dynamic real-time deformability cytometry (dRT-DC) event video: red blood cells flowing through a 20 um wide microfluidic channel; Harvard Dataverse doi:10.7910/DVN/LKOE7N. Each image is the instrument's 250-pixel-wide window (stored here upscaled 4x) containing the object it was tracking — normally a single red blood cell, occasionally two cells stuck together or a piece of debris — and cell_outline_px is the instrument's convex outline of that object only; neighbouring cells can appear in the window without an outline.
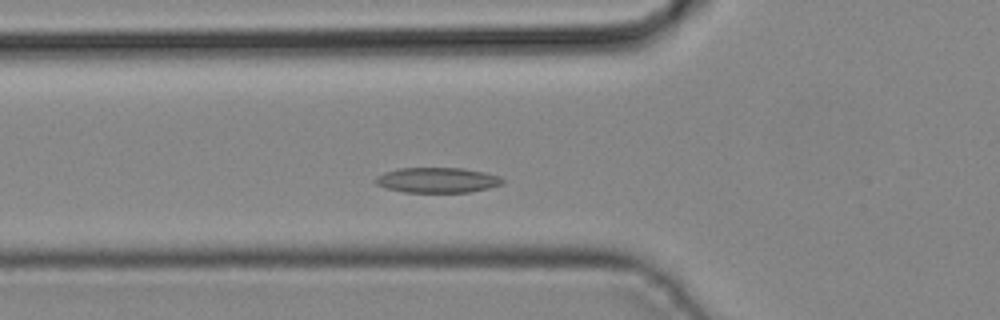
{"species": "common noctule bat (a hibernating species)", "species_latin": "Nyctalus noctula", "temperature_condition": "cold", "stored_images_in_passage": 29, "camera_frame_rate_fps": 3000, "um_per_image_px": 0.085, "animal": {"sex": "male", "body_mass_g": 19.2, "forearm_length_mm": 51.8}, "frame": {"image": 1, "passage_image": 7, "time_ms": 2.0, "image_size_px": [1000, 320], "cell_outline_px": [[504, 180], [500, 184], [488, 188], [468, 192], [404, 192], [384, 188], [376, 184], [372, 180], [376, 176], [384, 172], [400, 168], [460, 168], [484, 172], [500, 176]], "centroid_in_image_um": [37.1, 15.31], "position_along_channel_um": 88.7, "area_um2": 18.67}}
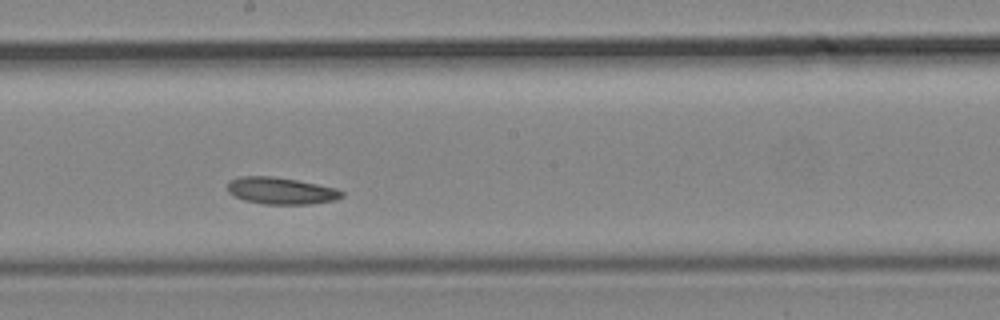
{"frame": {"image": 2, "passage_image": 16, "time_ms": 5.0, "image_size_px": [1000, 320], "cell_outline_px": [[344, 196], [336, 200], [308, 204], [264, 204], [244, 200], [228, 192], [228, 184], [232, 180], [240, 176], [272, 176], [296, 180], [336, 188], [344, 192]], "centroid_in_image_um": [23.91, 16.22], "position_along_channel_um": 224.3, "area_um2": 17.74}}
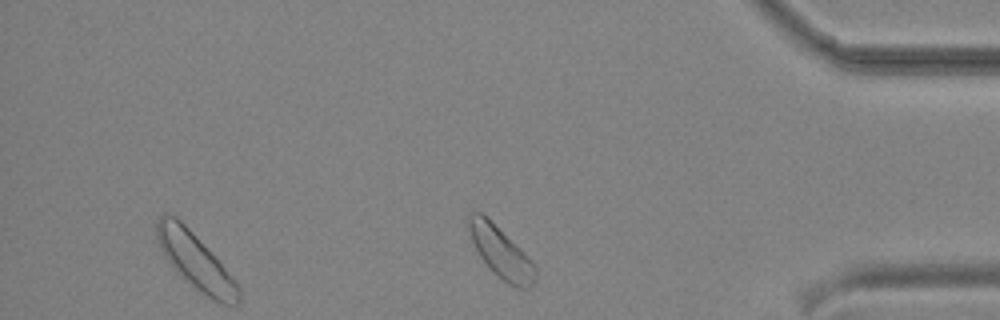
{"frame": {"image": 3, "passage_image": 29, "time_ms": 9.333, "image_size_px": [1000, 320], "cell_outline_px": [[536, 280], [528, 288], [516, 288], [508, 284], [496, 276], [480, 256], [472, 240], [468, 228], [468, 216], [472, 212], [480, 212], [532, 260], [536, 264]], "centroid_in_image_um": [42.6, 21.51], "position_along_channel_um": 392.6, "area_um2": 19.36}}